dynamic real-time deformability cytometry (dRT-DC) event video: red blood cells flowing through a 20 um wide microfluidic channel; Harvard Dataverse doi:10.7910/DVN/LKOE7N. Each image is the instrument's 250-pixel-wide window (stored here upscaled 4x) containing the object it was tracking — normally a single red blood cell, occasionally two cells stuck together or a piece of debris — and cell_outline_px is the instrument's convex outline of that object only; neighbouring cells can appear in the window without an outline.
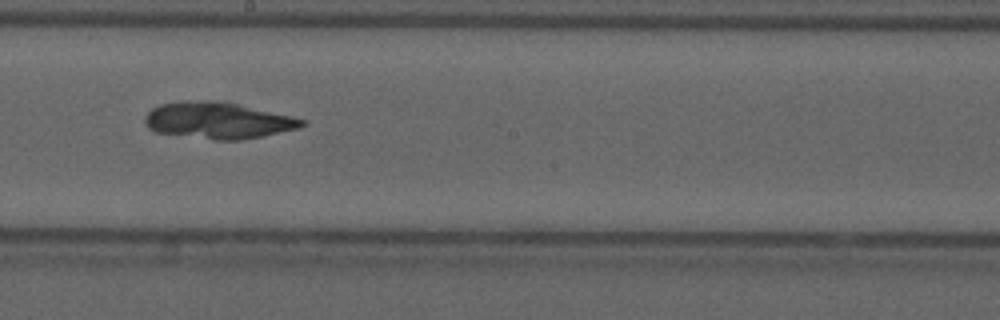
{"species": "common noctule bat (a hibernating species)", "species_latin": "Nyctalus noctula", "temperature_condition": "cold", "stored_images_in_passage": 33, "camera_frame_rate_fps": 3000, "um_per_image_px": 0.085, "animal": {"sex": "male", "forearm_length_mm": 52.5}, "frame": {"image": 1, "passage_image": 16, "time_ms": 5.0, "image_size_px": [1000, 320], "cell_outline_px": [[308, 120], [304, 124], [296, 128], [260, 136], [240, 140], [216, 140], [156, 132], [148, 128], [144, 124], [144, 116], [152, 108], [160, 104], [236, 104], [292, 116]], "centroid_in_image_um": [18.53, 10.3], "position_along_channel_um": 229.7, "area_um2": 31.62}}